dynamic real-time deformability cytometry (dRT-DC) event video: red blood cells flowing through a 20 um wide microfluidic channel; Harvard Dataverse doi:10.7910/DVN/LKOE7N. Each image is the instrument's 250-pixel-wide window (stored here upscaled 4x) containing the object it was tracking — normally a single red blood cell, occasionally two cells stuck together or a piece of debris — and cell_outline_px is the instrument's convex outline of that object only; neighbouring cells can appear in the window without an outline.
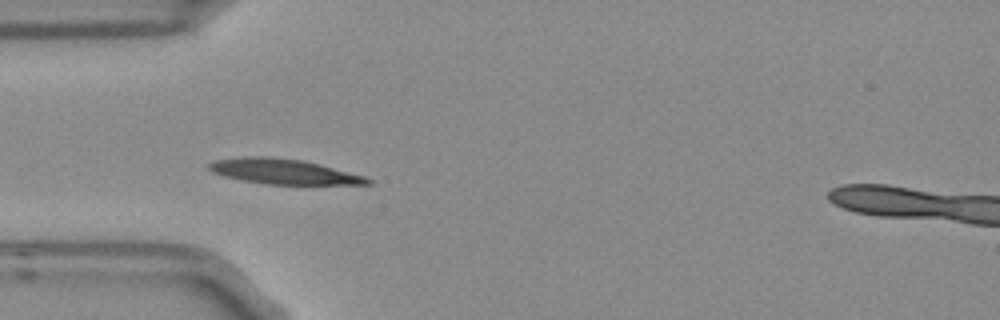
{"species": "Egyptian fruit bat (a non-hibernating species)", "species_latin": "Rousettus aegyptiacus", "temperature_condition": "room temperature", "stored_images_in_passage": 5, "camera_frame_rate_fps": 3000, "um_per_image_px": 0.085, "frame": {"image": 1, "passage_image": 4, "time_ms": 1.0, "image_size_px": [1000, 320], "cell_outline_px": [[372, 184], [264, 184], [240, 180], [224, 176], [212, 172], [208, 168], [208, 164], [216, 160], [244, 156], [268, 156], [304, 160], [320, 164], [364, 176], [372, 180]], "centroid_in_image_um": [24.07, 14.57], "position_along_channel_um": 60.9, "area_um2": 23.18}}